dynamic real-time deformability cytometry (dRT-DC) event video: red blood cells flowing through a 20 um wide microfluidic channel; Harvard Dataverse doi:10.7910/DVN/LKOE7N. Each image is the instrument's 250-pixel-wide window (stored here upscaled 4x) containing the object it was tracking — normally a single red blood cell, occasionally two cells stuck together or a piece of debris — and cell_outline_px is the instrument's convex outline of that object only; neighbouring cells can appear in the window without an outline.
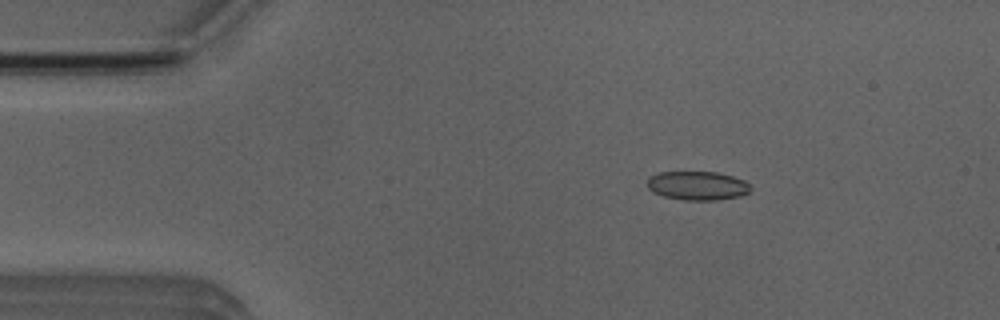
{"species": "Egyptian fruit bat (a non-hibernating species)", "species_latin": "Rousettus aegyptiacus", "temperature_condition": "room temperature", "stored_images_in_passage": 51, "camera_frame_rate_fps": 3000, "um_per_image_px": 0.085, "animal": {"sex": "male"}, "frame": {"image": 1, "passage_image": 7, "time_ms": 2.0, "image_size_px": [1000, 320], "cell_outline_px": [[752, 188], [748, 192], [740, 196], [716, 200], [684, 200], [664, 196], [652, 192], [648, 188], [648, 176], [660, 172], [716, 172], [732, 176], [744, 180]], "centroid_in_image_um": [59.27, 15.78], "position_along_channel_um": 25.7, "area_um2": 17.34}}
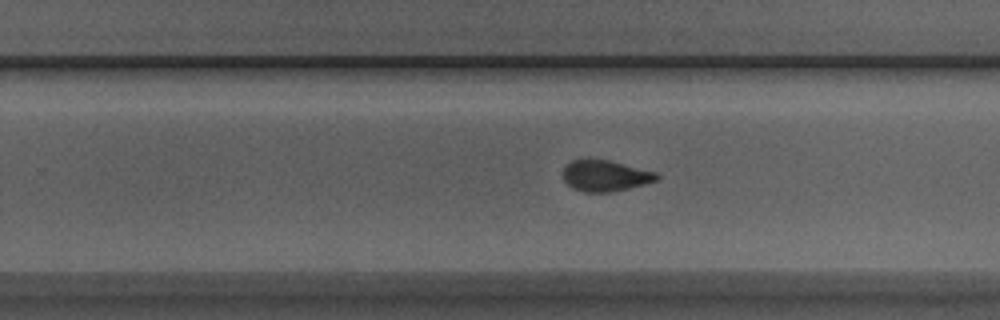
{"frame": {"image": 2, "passage_image": 31, "time_ms": 10.0, "image_size_px": [1000, 320], "cell_outline_px": [[660, 180], [612, 192], [584, 192], [572, 188], [564, 180], [564, 168], [572, 160], [608, 160], [656, 172], [660, 176]], "centroid_in_image_um": [51.48, 14.95], "position_along_channel_um": 278.3, "area_um2": 16.76}}
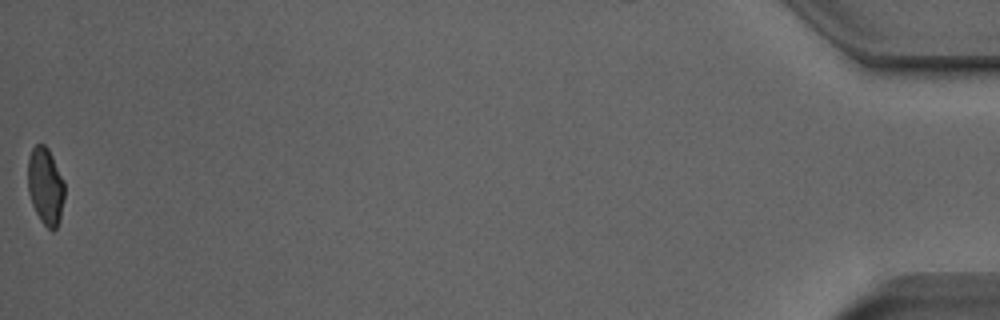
{"frame": {"image": 3, "passage_image": 51, "time_ms": 16.667, "image_size_px": [1000, 320], "cell_outline_px": [[64, 200], [60, 220], [56, 228], [52, 232], [40, 220], [32, 204], [28, 192], [28, 160], [32, 148], [36, 144], [44, 144], [48, 148], [64, 180]], "centroid_in_image_um": [3.87, 15.84], "position_along_channel_um": 431.3, "area_um2": 16.59}, "authors_computed_cell_mechanics": {"area_um2": 17.3978, "velocity_mm_per_s": 3.8986, "shape_relaxation_time_tau1_ms": 4.5433, "shape_relaxation_time_tau2_ms": 1.7632, "deformation_change_tau1": 0.1132, "deformation_change_tau2": 0.0589}}